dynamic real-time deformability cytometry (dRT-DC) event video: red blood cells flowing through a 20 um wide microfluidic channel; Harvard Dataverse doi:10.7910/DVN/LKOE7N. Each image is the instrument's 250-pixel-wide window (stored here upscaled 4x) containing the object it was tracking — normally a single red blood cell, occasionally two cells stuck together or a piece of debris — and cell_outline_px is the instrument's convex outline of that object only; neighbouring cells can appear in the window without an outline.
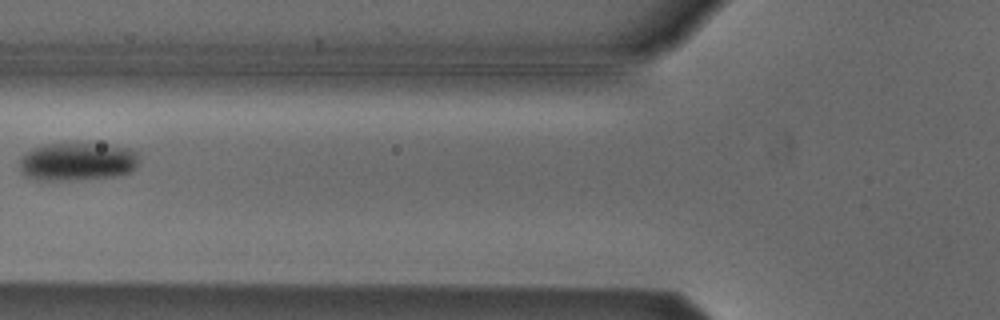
{"species": "Egyptian fruit bat (a non-hibernating species)", "species_latin": "Rousettus aegyptiacus", "temperature_condition": "cold", "stored_images_in_passage": 6, "camera_frame_rate_fps": 3000, "um_per_image_px": 0.085, "animal": {"sex": "male"}, "frame": {"image": 1, "passage_image": 5, "time_ms": 1.333, "image_size_px": [1000, 320], "cell_outline_px": [[140, 164], [132, 172], [120, 176], [44, 180], [36, 180], [24, 176], [20, 172], [20, 160], [24, 152], [32, 148], [44, 144], [108, 144], [132, 148], [136, 152], [140, 160]], "centroid_in_image_um": [6.61, 13.72], "position_along_channel_um": 119.2, "area_um2": 26.82}}
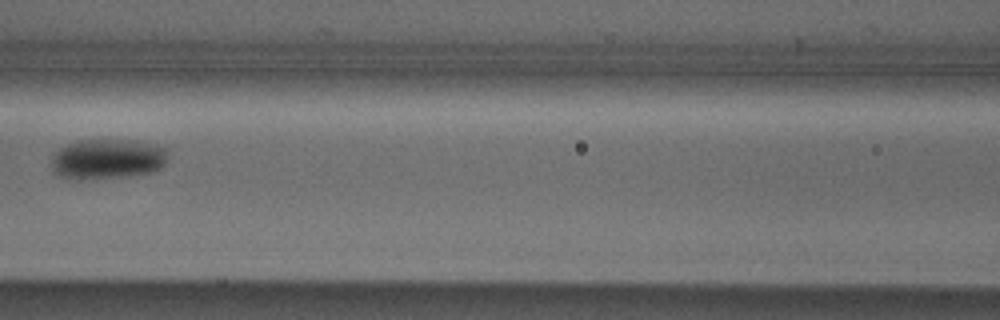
{"frame": {"image": 2, "passage_image": 6, "time_ms": 1.667, "image_size_px": [1000, 320], "cell_outline_px": [[168, 160], [160, 168], [152, 172], [128, 176], [80, 180], [72, 180], [56, 176], [52, 172], [52, 156], [64, 144], [76, 140], [136, 140], [156, 144], [164, 148]], "centroid_in_image_um": [9.08, 13.52], "position_along_channel_um": 157.5, "area_um2": 27.8}}